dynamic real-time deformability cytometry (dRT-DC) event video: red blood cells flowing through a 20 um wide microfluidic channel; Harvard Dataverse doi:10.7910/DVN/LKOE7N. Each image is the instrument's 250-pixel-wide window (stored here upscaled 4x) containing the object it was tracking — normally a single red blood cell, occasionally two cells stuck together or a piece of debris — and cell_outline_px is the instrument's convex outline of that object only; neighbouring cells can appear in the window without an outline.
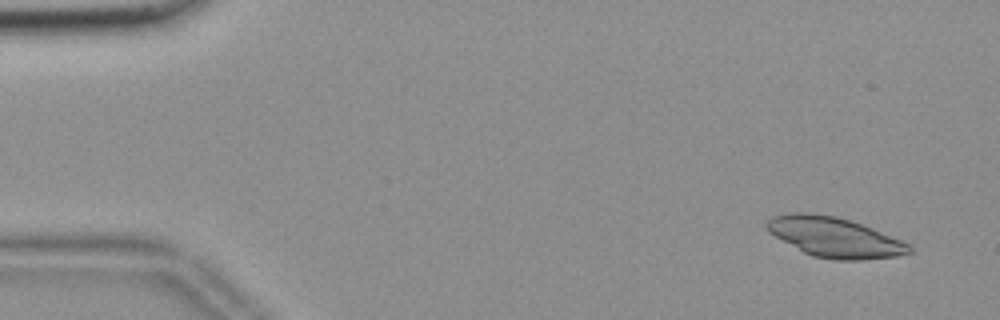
{"species": "common noctule bat (a hibernating species)", "species_latin": "Nyctalus noctula", "temperature_condition": "room temperature", "stored_images_in_passage": 56, "camera_frame_rate_fps": 3000, "um_per_image_px": 0.085, "animal": {"sex": "female", "body_mass_g": 18.4}, "frame": {"image": 1, "passage_image": 4, "time_ms": 1.0, "image_size_px": [1000, 320], "cell_outline_px": [[912, 252], [896, 256], [860, 260], [836, 260], [812, 256], [804, 252], [768, 232], [764, 224], [772, 216], [792, 212], [808, 212], [836, 216], [872, 228], [900, 240], [908, 244], [912, 248]], "centroid_in_image_um": [70.9, 20.16], "position_along_channel_um": 14.1, "area_um2": 32.89}}